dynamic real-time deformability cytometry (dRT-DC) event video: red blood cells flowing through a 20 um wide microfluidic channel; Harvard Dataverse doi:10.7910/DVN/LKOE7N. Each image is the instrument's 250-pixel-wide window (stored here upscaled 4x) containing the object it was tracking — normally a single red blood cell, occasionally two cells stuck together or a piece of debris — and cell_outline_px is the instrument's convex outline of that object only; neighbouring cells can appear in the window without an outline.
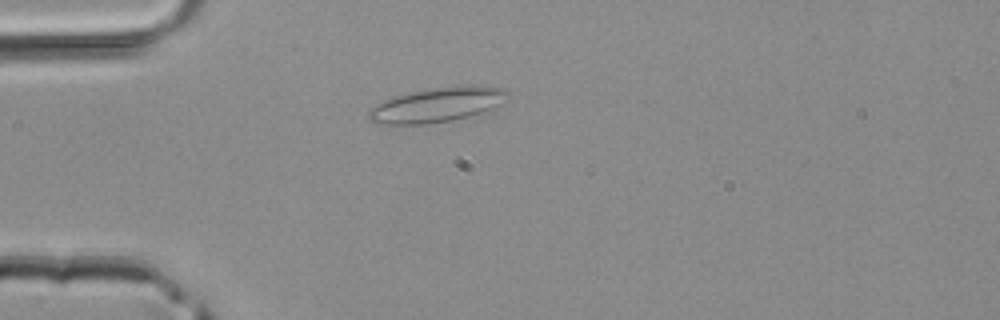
{"species": "common noctule bat (a hibernating species)", "species_latin": "Nyctalus noctula", "temperature_condition": "room temperature", "stored_images_in_passage": 1, "camera_frame_rate_fps": 3000, "um_per_image_px": 0.085, "animal": {"sex": "male", "body_mass_g": 20.4}, "frame": {"image": 1, "passage_image": 1, "time_ms": 0.0, "image_size_px": [1000, 320], "cell_outline_px": [[508, 100], [484, 116], [424, 124], [376, 124], [368, 120], [368, 112], [376, 104], [392, 96], [408, 92], [428, 88], [464, 84], [480, 84], [504, 88], [508, 92]], "centroid_in_image_um": [37.28, 8.9], "position_along_channel_um": 47.7, "area_um2": 29.54}}